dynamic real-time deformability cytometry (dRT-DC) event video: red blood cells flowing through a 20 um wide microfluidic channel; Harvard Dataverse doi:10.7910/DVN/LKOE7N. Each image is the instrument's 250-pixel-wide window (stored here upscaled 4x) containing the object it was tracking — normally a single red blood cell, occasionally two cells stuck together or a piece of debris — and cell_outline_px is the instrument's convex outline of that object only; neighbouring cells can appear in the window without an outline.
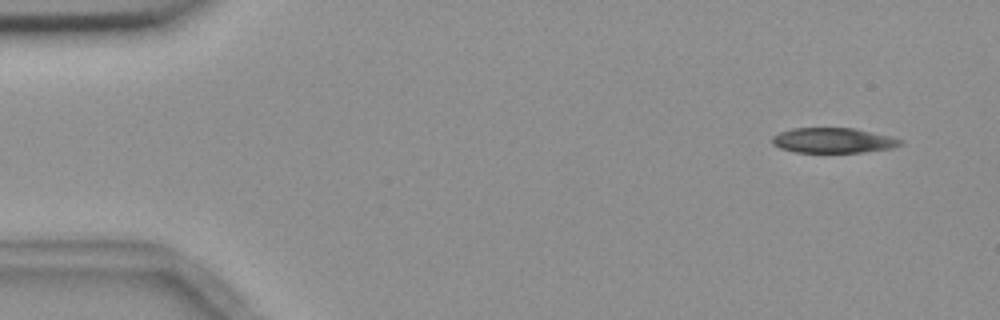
{"species": "common noctule bat (a hibernating species)", "species_latin": "Nyctalus noctula", "temperature_condition": "room temperature", "stored_images_in_passage": 5, "segment_of_instrument_passage": [1, 2], "camera_frame_rate_fps": 3000, "um_per_image_px": 0.085, "animal": {"sex": "female", "body_mass_g": 18.4}, "frame": {"image": 1, "passage_image": 1, "time_ms": 0.0, "image_size_px": [1000, 320], "cell_outline_px": [[904, 144], [892, 148], [864, 152], [796, 152], [780, 148], [772, 144], [772, 136], [780, 132], [792, 128], [856, 128], [892, 136], [900, 140]], "centroid_in_image_um": [70.83, 11.93], "position_along_channel_um": 14.2, "area_um2": 18.84}}